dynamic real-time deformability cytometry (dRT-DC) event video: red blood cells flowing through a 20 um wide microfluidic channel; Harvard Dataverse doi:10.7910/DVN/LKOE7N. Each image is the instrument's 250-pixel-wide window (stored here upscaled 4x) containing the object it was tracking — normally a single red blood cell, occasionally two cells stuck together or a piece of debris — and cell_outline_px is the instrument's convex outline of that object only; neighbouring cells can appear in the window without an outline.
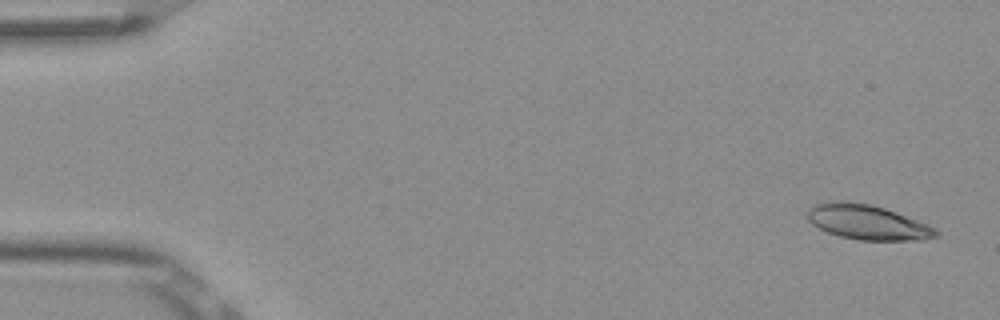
{"species": "Egyptian fruit bat (a non-hibernating species)", "species_latin": "Rousettus aegyptiacus", "temperature_condition": "room temperature", "stored_images_in_passage": 5, "camera_frame_rate_fps": 3000, "um_per_image_px": 0.085, "frame": {"image": 1, "passage_image": 1, "time_ms": 0.0, "image_size_px": [1000, 320], "cell_outline_px": [[940, 236], [924, 240], [860, 240], [840, 236], [828, 232], [812, 224], [808, 220], [804, 212], [808, 208], [816, 204], [832, 200], [844, 200], [868, 204], [884, 208], [896, 212], [936, 228], [940, 232]], "centroid_in_image_um": [73.71, 18.88], "position_along_channel_um": 11.3, "area_um2": 26.24}}
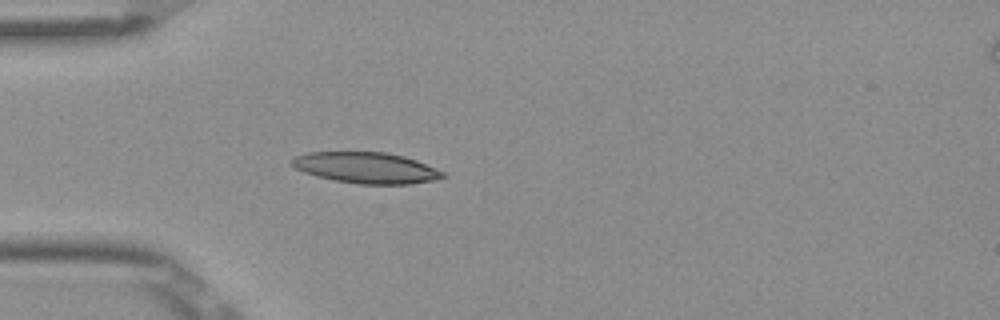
{"frame": {"image": 2, "passage_image": 5, "time_ms": 1.333, "image_size_px": [1000, 320], "cell_outline_px": [[448, 176], [432, 180], [408, 184], [360, 184], [336, 180], [304, 172], [296, 168], [288, 160], [296, 156], [308, 152], [384, 152], [404, 156], [416, 160], [444, 172]], "centroid_in_image_um": [31.13, 14.25], "position_along_channel_um": 53.9, "area_um2": 26.99}}